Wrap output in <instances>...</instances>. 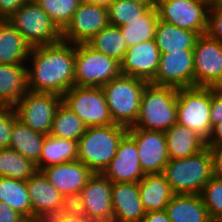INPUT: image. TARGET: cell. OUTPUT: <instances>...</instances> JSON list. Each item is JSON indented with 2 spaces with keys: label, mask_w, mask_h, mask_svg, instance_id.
<instances>
[{
  "label": "cell",
  "mask_w": 222,
  "mask_h": 222,
  "mask_svg": "<svg viewBox=\"0 0 222 222\" xmlns=\"http://www.w3.org/2000/svg\"><path fill=\"white\" fill-rule=\"evenodd\" d=\"M26 65L29 91L62 97L74 86L75 44L61 39L32 47Z\"/></svg>",
  "instance_id": "cell-1"
},
{
  "label": "cell",
  "mask_w": 222,
  "mask_h": 222,
  "mask_svg": "<svg viewBox=\"0 0 222 222\" xmlns=\"http://www.w3.org/2000/svg\"><path fill=\"white\" fill-rule=\"evenodd\" d=\"M177 88L148 83L141 97L138 118L134 126L165 132L177 123Z\"/></svg>",
  "instance_id": "cell-2"
},
{
  "label": "cell",
  "mask_w": 222,
  "mask_h": 222,
  "mask_svg": "<svg viewBox=\"0 0 222 222\" xmlns=\"http://www.w3.org/2000/svg\"><path fill=\"white\" fill-rule=\"evenodd\" d=\"M149 82L120 74L101 88L115 124L126 128L134 126L145 86Z\"/></svg>",
  "instance_id": "cell-3"
},
{
  "label": "cell",
  "mask_w": 222,
  "mask_h": 222,
  "mask_svg": "<svg viewBox=\"0 0 222 222\" xmlns=\"http://www.w3.org/2000/svg\"><path fill=\"white\" fill-rule=\"evenodd\" d=\"M127 130L118 124L87 127L78 140V160L93 173L101 174L115 157L118 144Z\"/></svg>",
  "instance_id": "cell-4"
},
{
  "label": "cell",
  "mask_w": 222,
  "mask_h": 222,
  "mask_svg": "<svg viewBox=\"0 0 222 222\" xmlns=\"http://www.w3.org/2000/svg\"><path fill=\"white\" fill-rule=\"evenodd\" d=\"M163 174L174 194L199 195L212 177L209 148L190 157L170 159Z\"/></svg>",
  "instance_id": "cell-5"
},
{
  "label": "cell",
  "mask_w": 222,
  "mask_h": 222,
  "mask_svg": "<svg viewBox=\"0 0 222 222\" xmlns=\"http://www.w3.org/2000/svg\"><path fill=\"white\" fill-rule=\"evenodd\" d=\"M74 68V86L79 87H102L121 74L119 61L86 43L75 44Z\"/></svg>",
  "instance_id": "cell-6"
},
{
  "label": "cell",
  "mask_w": 222,
  "mask_h": 222,
  "mask_svg": "<svg viewBox=\"0 0 222 222\" xmlns=\"http://www.w3.org/2000/svg\"><path fill=\"white\" fill-rule=\"evenodd\" d=\"M7 20L19 31L31 48L57 43L61 40V31L36 0L22 5Z\"/></svg>",
  "instance_id": "cell-7"
},
{
  "label": "cell",
  "mask_w": 222,
  "mask_h": 222,
  "mask_svg": "<svg viewBox=\"0 0 222 222\" xmlns=\"http://www.w3.org/2000/svg\"><path fill=\"white\" fill-rule=\"evenodd\" d=\"M210 104L211 87L177 89V123L206 141L211 131Z\"/></svg>",
  "instance_id": "cell-8"
},
{
  "label": "cell",
  "mask_w": 222,
  "mask_h": 222,
  "mask_svg": "<svg viewBox=\"0 0 222 222\" xmlns=\"http://www.w3.org/2000/svg\"><path fill=\"white\" fill-rule=\"evenodd\" d=\"M62 102L83 121L86 127L115 124L101 87L73 86L62 96Z\"/></svg>",
  "instance_id": "cell-9"
},
{
  "label": "cell",
  "mask_w": 222,
  "mask_h": 222,
  "mask_svg": "<svg viewBox=\"0 0 222 222\" xmlns=\"http://www.w3.org/2000/svg\"><path fill=\"white\" fill-rule=\"evenodd\" d=\"M210 3L206 0H157L158 18L181 29L206 34Z\"/></svg>",
  "instance_id": "cell-10"
},
{
  "label": "cell",
  "mask_w": 222,
  "mask_h": 222,
  "mask_svg": "<svg viewBox=\"0 0 222 222\" xmlns=\"http://www.w3.org/2000/svg\"><path fill=\"white\" fill-rule=\"evenodd\" d=\"M62 97L54 93H27L14 105L17 118L32 130L48 135Z\"/></svg>",
  "instance_id": "cell-11"
},
{
  "label": "cell",
  "mask_w": 222,
  "mask_h": 222,
  "mask_svg": "<svg viewBox=\"0 0 222 222\" xmlns=\"http://www.w3.org/2000/svg\"><path fill=\"white\" fill-rule=\"evenodd\" d=\"M112 185L108 178L94 173L71 205L89 219L112 222Z\"/></svg>",
  "instance_id": "cell-12"
},
{
  "label": "cell",
  "mask_w": 222,
  "mask_h": 222,
  "mask_svg": "<svg viewBox=\"0 0 222 222\" xmlns=\"http://www.w3.org/2000/svg\"><path fill=\"white\" fill-rule=\"evenodd\" d=\"M193 57L194 87H214L222 77V43L207 33L199 35Z\"/></svg>",
  "instance_id": "cell-13"
},
{
  "label": "cell",
  "mask_w": 222,
  "mask_h": 222,
  "mask_svg": "<svg viewBox=\"0 0 222 222\" xmlns=\"http://www.w3.org/2000/svg\"><path fill=\"white\" fill-rule=\"evenodd\" d=\"M108 25L107 7L82 1L71 21L61 31V39L73 44L87 43Z\"/></svg>",
  "instance_id": "cell-14"
},
{
  "label": "cell",
  "mask_w": 222,
  "mask_h": 222,
  "mask_svg": "<svg viewBox=\"0 0 222 222\" xmlns=\"http://www.w3.org/2000/svg\"><path fill=\"white\" fill-rule=\"evenodd\" d=\"M27 189L32 206V222H43L71 206L42 171H36L27 180Z\"/></svg>",
  "instance_id": "cell-15"
},
{
  "label": "cell",
  "mask_w": 222,
  "mask_h": 222,
  "mask_svg": "<svg viewBox=\"0 0 222 222\" xmlns=\"http://www.w3.org/2000/svg\"><path fill=\"white\" fill-rule=\"evenodd\" d=\"M149 83L177 89L194 87L193 50L160 54L157 72Z\"/></svg>",
  "instance_id": "cell-16"
},
{
  "label": "cell",
  "mask_w": 222,
  "mask_h": 222,
  "mask_svg": "<svg viewBox=\"0 0 222 222\" xmlns=\"http://www.w3.org/2000/svg\"><path fill=\"white\" fill-rule=\"evenodd\" d=\"M135 140L140 166L144 174H160L169 162L165 132L128 128Z\"/></svg>",
  "instance_id": "cell-17"
},
{
  "label": "cell",
  "mask_w": 222,
  "mask_h": 222,
  "mask_svg": "<svg viewBox=\"0 0 222 222\" xmlns=\"http://www.w3.org/2000/svg\"><path fill=\"white\" fill-rule=\"evenodd\" d=\"M49 182L72 204L93 172L79 160L51 165L41 170Z\"/></svg>",
  "instance_id": "cell-18"
},
{
  "label": "cell",
  "mask_w": 222,
  "mask_h": 222,
  "mask_svg": "<svg viewBox=\"0 0 222 222\" xmlns=\"http://www.w3.org/2000/svg\"><path fill=\"white\" fill-rule=\"evenodd\" d=\"M101 174L112 183L139 182L145 176L135 140L128 133L120 140L115 157Z\"/></svg>",
  "instance_id": "cell-19"
},
{
  "label": "cell",
  "mask_w": 222,
  "mask_h": 222,
  "mask_svg": "<svg viewBox=\"0 0 222 222\" xmlns=\"http://www.w3.org/2000/svg\"><path fill=\"white\" fill-rule=\"evenodd\" d=\"M160 52L155 39L127 48L120 72L150 82L158 69Z\"/></svg>",
  "instance_id": "cell-20"
},
{
  "label": "cell",
  "mask_w": 222,
  "mask_h": 222,
  "mask_svg": "<svg viewBox=\"0 0 222 222\" xmlns=\"http://www.w3.org/2000/svg\"><path fill=\"white\" fill-rule=\"evenodd\" d=\"M112 222H142L146 214L140 201L138 182L113 183Z\"/></svg>",
  "instance_id": "cell-21"
},
{
  "label": "cell",
  "mask_w": 222,
  "mask_h": 222,
  "mask_svg": "<svg viewBox=\"0 0 222 222\" xmlns=\"http://www.w3.org/2000/svg\"><path fill=\"white\" fill-rule=\"evenodd\" d=\"M140 201L146 212L163 211L175 195L163 173L145 174L138 182Z\"/></svg>",
  "instance_id": "cell-22"
},
{
  "label": "cell",
  "mask_w": 222,
  "mask_h": 222,
  "mask_svg": "<svg viewBox=\"0 0 222 222\" xmlns=\"http://www.w3.org/2000/svg\"><path fill=\"white\" fill-rule=\"evenodd\" d=\"M165 137L169 160L190 157L206 148L201 136L178 123L165 131Z\"/></svg>",
  "instance_id": "cell-23"
},
{
  "label": "cell",
  "mask_w": 222,
  "mask_h": 222,
  "mask_svg": "<svg viewBox=\"0 0 222 222\" xmlns=\"http://www.w3.org/2000/svg\"><path fill=\"white\" fill-rule=\"evenodd\" d=\"M165 211L171 222H210L212 220L200 195L175 194Z\"/></svg>",
  "instance_id": "cell-24"
},
{
  "label": "cell",
  "mask_w": 222,
  "mask_h": 222,
  "mask_svg": "<svg viewBox=\"0 0 222 222\" xmlns=\"http://www.w3.org/2000/svg\"><path fill=\"white\" fill-rule=\"evenodd\" d=\"M27 91V65L0 64V104L14 106Z\"/></svg>",
  "instance_id": "cell-25"
},
{
  "label": "cell",
  "mask_w": 222,
  "mask_h": 222,
  "mask_svg": "<svg viewBox=\"0 0 222 222\" xmlns=\"http://www.w3.org/2000/svg\"><path fill=\"white\" fill-rule=\"evenodd\" d=\"M31 46L8 21L0 20V64H26Z\"/></svg>",
  "instance_id": "cell-26"
},
{
  "label": "cell",
  "mask_w": 222,
  "mask_h": 222,
  "mask_svg": "<svg viewBox=\"0 0 222 222\" xmlns=\"http://www.w3.org/2000/svg\"><path fill=\"white\" fill-rule=\"evenodd\" d=\"M198 36L194 31L181 29L161 20L156 25L155 42L160 54L193 50Z\"/></svg>",
  "instance_id": "cell-27"
},
{
  "label": "cell",
  "mask_w": 222,
  "mask_h": 222,
  "mask_svg": "<svg viewBox=\"0 0 222 222\" xmlns=\"http://www.w3.org/2000/svg\"><path fill=\"white\" fill-rule=\"evenodd\" d=\"M78 160V141L45 135L37 170Z\"/></svg>",
  "instance_id": "cell-28"
},
{
  "label": "cell",
  "mask_w": 222,
  "mask_h": 222,
  "mask_svg": "<svg viewBox=\"0 0 222 222\" xmlns=\"http://www.w3.org/2000/svg\"><path fill=\"white\" fill-rule=\"evenodd\" d=\"M0 201L32 222V206L26 180L0 177Z\"/></svg>",
  "instance_id": "cell-29"
},
{
  "label": "cell",
  "mask_w": 222,
  "mask_h": 222,
  "mask_svg": "<svg viewBox=\"0 0 222 222\" xmlns=\"http://www.w3.org/2000/svg\"><path fill=\"white\" fill-rule=\"evenodd\" d=\"M45 135L32 130L19 119L14 122L9 148L37 164Z\"/></svg>",
  "instance_id": "cell-30"
},
{
  "label": "cell",
  "mask_w": 222,
  "mask_h": 222,
  "mask_svg": "<svg viewBox=\"0 0 222 222\" xmlns=\"http://www.w3.org/2000/svg\"><path fill=\"white\" fill-rule=\"evenodd\" d=\"M156 8H149L138 19L120 27L127 47L155 39V30L158 22Z\"/></svg>",
  "instance_id": "cell-31"
},
{
  "label": "cell",
  "mask_w": 222,
  "mask_h": 222,
  "mask_svg": "<svg viewBox=\"0 0 222 222\" xmlns=\"http://www.w3.org/2000/svg\"><path fill=\"white\" fill-rule=\"evenodd\" d=\"M86 44L95 51L113 57L119 62L123 60L128 48L120 27L110 24L88 40Z\"/></svg>",
  "instance_id": "cell-32"
},
{
  "label": "cell",
  "mask_w": 222,
  "mask_h": 222,
  "mask_svg": "<svg viewBox=\"0 0 222 222\" xmlns=\"http://www.w3.org/2000/svg\"><path fill=\"white\" fill-rule=\"evenodd\" d=\"M83 121L63 102L58 106L50 131V135L63 139L78 141L86 131Z\"/></svg>",
  "instance_id": "cell-33"
},
{
  "label": "cell",
  "mask_w": 222,
  "mask_h": 222,
  "mask_svg": "<svg viewBox=\"0 0 222 222\" xmlns=\"http://www.w3.org/2000/svg\"><path fill=\"white\" fill-rule=\"evenodd\" d=\"M37 170L36 164L11 148L0 149V177L28 180Z\"/></svg>",
  "instance_id": "cell-34"
},
{
  "label": "cell",
  "mask_w": 222,
  "mask_h": 222,
  "mask_svg": "<svg viewBox=\"0 0 222 222\" xmlns=\"http://www.w3.org/2000/svg\"><path fill=\"white\" fill-rule=\"evenodd\" d=\"M36 2L62 31L71 21L82 0H36Z\"/></svg>",
  "instance_id": "cell-35"
},
{
  "label": "cell",
  "mask_w": 222,
  "mask_h": 222,
  "mask_svg": "<svg viewBox=\"0 0 222 222\" xmlns=\"http://www.w3.org/2000/svg\"><path fill=\"white\" fill-rule=\"evenodd\" d=\"M108 8L109 24L121 27L138 19L149 8L131 0H113Z\"/></svg>",
  "instance_id": "cell-36"
},
{
  "label": "cell",
  "mask_w": 222,
  "mask_h": 222,
  "mask_svg": "<svg viewBox=\"0 0 222 222\" xmlns=\"http://www.w3.org/2000/svg\"><path fill=\"white\" fill-rule=\"evenodd\" d=\"M199 195L211 219L222 218V180L212 176Z\"/></svg>",
  "instance_id": "cell-37"
},
{
  "label": "cell",
  "mask_w": 222,
  "mask_h": 222,
  "mask_svg": "<svg viewBox=\"0 0 222 222\" xmlns=\"http://www.w3.org/2000/svg\"><path fill=\"white\" fill-rule=\"evenodd\" d=\"M17 115L13 105L0 104V149L9 148Z\"/></svg>",
  "instance_id": "cell-38"
},
{
  "label": "cell",
  "mask_w": 222,
  "mask_h": 222,
  "mask_svg": "<svg viewBox=\"0 0 222 222\" xmlns=\"http://www.w3.org/2000/svg\"><path fill=\"white\" fill-rule=\"evenodd\" d=\"M206 33L222 43V3L218 2L210 5Z\"/></svg>",
  "instance_id": "cell-39"
},
{
  "label": "cell",
  "mask_w": 222,
  "mask_h": 222,
  "mask_svg": "<svg viewBox=\"0 0 222 222\" xmlns=\"http://www.w3.org/2000/svg\"><path fill=\"white\" fill-rule=\"evenodd\" d=\"M43 222H97L77 211L72 205L60 213L47 217Z\"/></svg>",
  "instance_id": "cell-40"
},
{
  "label": "cell",
  "mask_w": 222,
  "mask_h": 222,
  "mask_svg": "<svg viewBox=\"0 0 222 222\" xmlns=\"http://www.w3.org/2000/svg\"><path fill=\"white\" fill-rule=\"evenodd\" d=\"M210 121L211 127L222 121V92L214 91L213 87H211Z\"/></svg>",
  "instance_id": "cell-41"
},
{
  "label": "cell",
  "mask_w": 222,
  "mask_h": 222,
  "mask_svg": "<svg viewBox=\"0 0 222 222\" xmlns=\"http://www.w3.org/2000/svg\"><path fill=\"white\" fill-rule=\"evenodd\" d=\"M28 1L31 0H0V20H7Z\"/></svg>",
  "instance_id": "cell-42"
},
{
  "label": "cell",
  "mask_w": 222,
  "mask_h": 222,
  "mask_svg": "<svg viewBox=\"0 0 222 222\" xmlns=\"http://www.w3.org/2000/svg\"><path fill=\"white\" fill-rule=\"evenodd\" d=\"M209 148L212 158V176L222 180V144L206 146Z\"/></svg>",
  "instance_id": "cell-43"
},
{
  "label": "cell",
  "mask_w": 222,
  "mask_h": 222,
  "mask_svg": "<svg viewBox=\"0 0 222 222\" xmlns=\"http://www.w3.org/2000/svg\"><path fill=\"white\" fill-rule=\"evenodd\" d=\"M25 218L9 205L0 201V222H23Z\"/></svg>",
  "instance_id": "cell-44"
},
{
  "label": "cell",
  "mask_w": 222,
  "mask_h": 222,
  "mask_svg": "<svg viewBox=\"0 0 222 222\" xmlns=\"http://www.w3.org/2000/svg\"><path fill=\"white\" fill-rule=\"evenodd\" d=\"M206 146H216L222 144V121L211 127L210 134L205 141Z\"/></svg>",
  "instance_id": "cell-45"
},
{
  "label": "cell",
  "mask_w": 222,
  "mask_h": 222,
  "mask_svg": "<svg viewBox=\"0 0 222 222\" xmlns=\"http://www.w3.org/2000/svg\"><path fill=\"white\" fill-rule=\"evenodd\" d=\"M142 222H171L166 211L146 212Z\"/></svg>",
  "instance_id": "cell-46"
},
{
  "label": "cell",
  "mask_w": 222,
  "mask_h": 222,
  "mask_svg": "<svg viewBox=\"0 0 222 222\" xmlns=\"http://www.w3.org/2000/svg\"><path fill=\"white\" fill-rule=\"evenodd\" d=\"M131 1L139 3L141 5H145L148 8H156L157 7V0H131Z\"/></svg>",
  "instance_id": "cell-47"
},
{
  "label": "cell",
  "mask_w": 222,
  "mask_h": 222,
  "mask_svg": "<svg viewBox=\"0 0 222 222\" xmlns=\"http://www.w3.org/2000/svg\"><path fill=\"white\" fill-rule=\"evenodd\" d=\"M83 2L86 3H93V4H97V5H101V6H105L108 7L109 4L113 1V0H82Z\"/></svg>",
  "instance_id": "cell-48"
},
{
  "label": "cell",
  "mask_w": 222,
  "mask_h": 222,
  "mask_svg": "<svg viewBox=\"0 0 222 222\" xmlns=\"http://www.w3.org/2000/svg\"><path fill=\"white\" fill-rule=\"evenodd\" d=\"M214 91L222 92V77L217 82V84L213 87Z\"/></svg>",
  "instance_id": "cell-49"
},
{
  "label": "cell",
  "mask_w": 222,
  "mask_h": 222,
  "mask_svg": "<svg viewBox=\"0 0 222 222\" xmlns=\"http://www.w3.org/2000/svg\"><path fill=\"white\" fill-rule=\"evenodd\" d=\"M206 1H208L210 4H214V3H218L219 2V0H206Z\"/></svg>",
  "instance_id": "cell-50"
},
{
  "label": "cell",
  "mask_w": 222,
  "mask_h": 222,
  "mask_svg": "<svg viewBox=\"0 0 222 222\" xmlns=\"http://www.w3.org/2000/svg\"><path fill=\"white\" fill-rule=\"evenodd\" d=\"M213 222H222V218L215 219V220H213Z\"/></svg>",
  "instance_id": "cell-51"
}]
</instances>
